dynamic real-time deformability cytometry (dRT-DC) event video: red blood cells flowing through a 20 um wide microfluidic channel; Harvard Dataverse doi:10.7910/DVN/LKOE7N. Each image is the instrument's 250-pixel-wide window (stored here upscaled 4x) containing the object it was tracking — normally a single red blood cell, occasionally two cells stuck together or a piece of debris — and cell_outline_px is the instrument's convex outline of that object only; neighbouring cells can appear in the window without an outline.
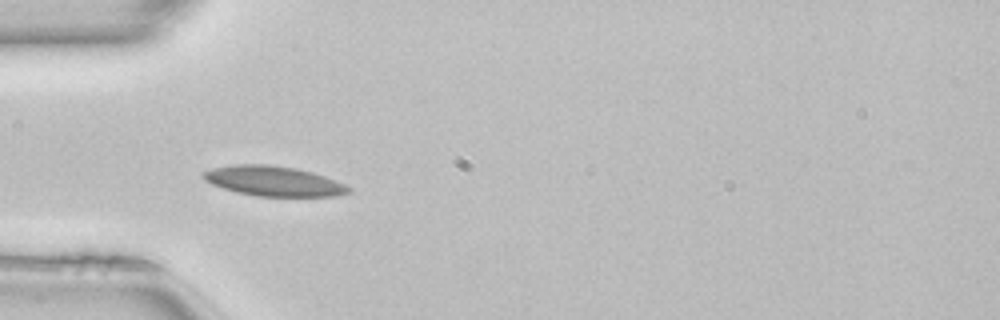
{"species": "common noctule bat (a hibernating species)", "species_latin": "Nyctalus noctula", "temperature_condition": "room temperature", "stored_images_in_passage": 50, "camera_frame_rate_fps": 3000, "um_per_image_px": 0.085, "animal": {"sex": "female", "body_mass_g": 22.7, "forearm_length_mm": 54.2}, "frame": {"image": 1, "passage_image": 15, "time_ms": 4.667, "image_size_px": [1000, 320], "cell_outline_px": [[352, 192], [332, 196], [256, 196], [236, 192], [212, 184], [204, 180], [200, 176], [200, 172], [212, 168], [236, 164], [268, 164], [296, 168], [312, 172], [336, 180], [352, 188]], "centroid_in_image_um": [23.22, 15.38], "position_along_channel_um": 61.8, "area_um2": 25.49}, "authors_computed_cell_mechanics": {"area_um2": 23.5246, "velocity_mm_per_s": 4.0648, "shape_relaxation_time_tau1_ms": 5.9821, "shape_relaxation_time_tau2_ms": 3.3145, "deformation_change_tau1": 0.1295, "deformation_change_tau2": 0.0774}}